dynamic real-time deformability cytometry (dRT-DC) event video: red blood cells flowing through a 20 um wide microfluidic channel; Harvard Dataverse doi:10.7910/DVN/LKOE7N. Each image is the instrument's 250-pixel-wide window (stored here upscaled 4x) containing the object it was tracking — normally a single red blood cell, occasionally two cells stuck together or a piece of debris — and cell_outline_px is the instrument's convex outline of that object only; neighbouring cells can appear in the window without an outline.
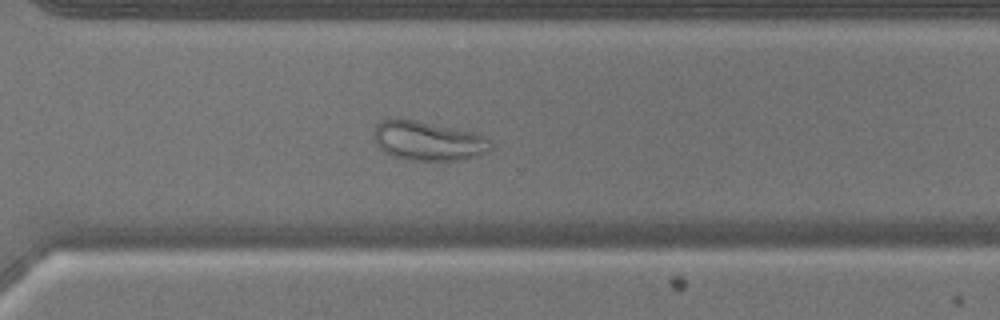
{"species": "common noctule bat (a hibernating species)", "species_latin": "Nyctalus noctula", "temperature_condition": "warm", "stored_images_in_passage": 51, "camera_frame_rate_fps": 3000, "um_per_image_px": 0.085, "animal": {"sex": "male", "body_mass_g": 17.9}, "frame": {"image": 1, "passage_image": 37, "time_ms": 12.0, "image_size_px": [1000, 320], "cell_outline_px": [[492, 148], [488, 152], [480, 156], [456, 160], [404, 160], [392, 156], [384, 152], [376, 144], [372, 136], [376, 124], [380, 120], [392, 116], [400, 116], [476, 132], [484, 136], [492, 144]], "centroid_in_image_um": [36.33, 11.93], "position_along_channel_um": 334.3, "area_um2": 27.8}}
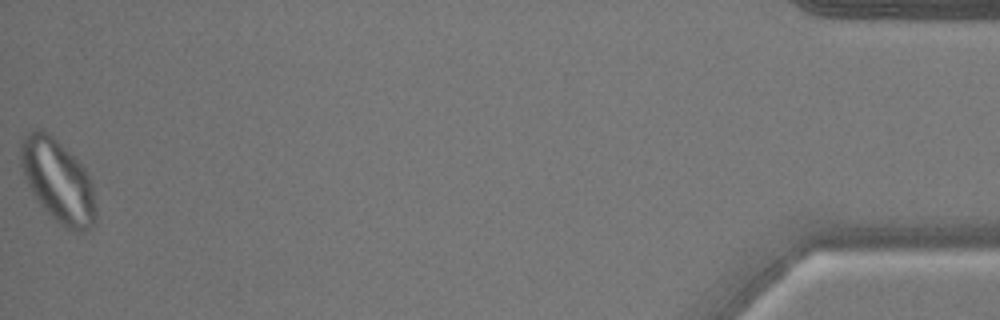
{"frame": {"image": 2, "passage_image": 51, "time_ms": 16.667, "image_size_px": [1000, 320], "cell_outline_px": [[96, 220], [84, 232], [76, 232], [64, 228], [36, 200], [24, 176], [20, 164], [20, 140], [28, 132], [36, 128], [52, 136], [84, 168], [92, 184], [96, 208]], "centroid_in_image_um": [4.91, 15.4], "position_along_channel_um": 430.3, "area_um2": 35.84}}